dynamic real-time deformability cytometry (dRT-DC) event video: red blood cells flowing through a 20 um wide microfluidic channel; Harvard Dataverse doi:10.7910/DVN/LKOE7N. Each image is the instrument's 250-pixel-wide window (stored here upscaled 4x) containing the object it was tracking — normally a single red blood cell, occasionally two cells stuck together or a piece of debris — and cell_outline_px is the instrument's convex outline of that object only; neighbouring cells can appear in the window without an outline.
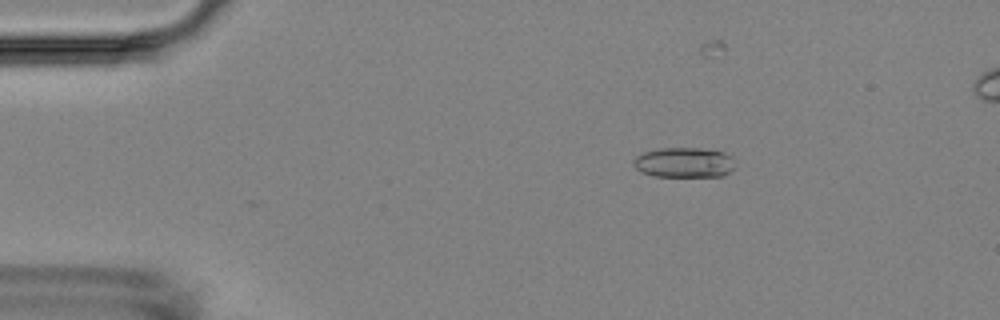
{"species": "Egyptian fruit bat (a non-hibernating species)", "species_latin": "Rousettus aegyptiacus", "temperature_condition": "room temperature", "stored_images_in_passage": 4, "camera_frame_rate_fps": 3000, "um_per_image_px": 0.085, "animal": {"sex": "female"}, "frame": {"image": 1, "passage_image": 2, "time_ms": 2.333, "image_size_px": [1000, 320], "cell_outline_px": [[732, 168], [724, 176], [652, 176], [640, 172], [632, 164], [632, 160], [636, 156], [644, 152], [660, 148], [700, 148], [724, 152], [732, 156]], "centroid_in_image_um": [58.09, 13.81], "position_along_channel_um": 26.9, "area_um2": 17.8}}